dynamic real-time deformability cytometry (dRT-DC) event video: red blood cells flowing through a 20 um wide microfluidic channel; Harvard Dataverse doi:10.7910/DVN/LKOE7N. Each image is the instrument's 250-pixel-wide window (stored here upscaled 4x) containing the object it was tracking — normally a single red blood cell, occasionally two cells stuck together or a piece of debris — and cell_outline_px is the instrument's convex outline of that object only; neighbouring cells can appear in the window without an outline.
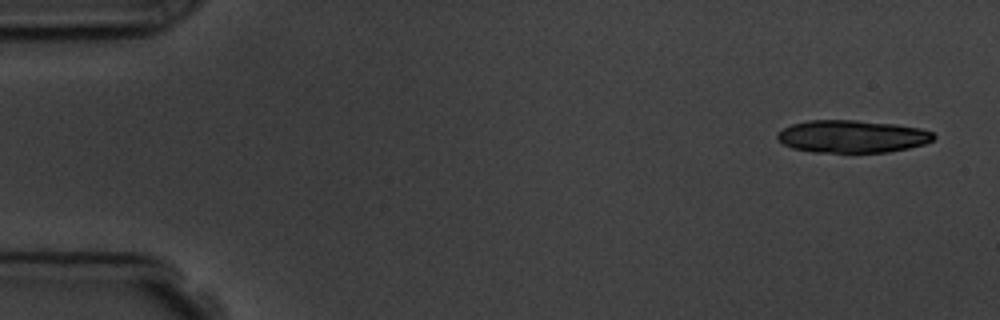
{"species": "common noctule bat (a hibernating species)", "species_latin": "Nyctalus noctula", "temperature_condition": "room temperature", "stored_images_in_passage": 6, "camera_frame_rate_fps": 3000, "um_per_image_px": 0.085, "animal": {"sex": "male", "body_mass_g": 19.5, "forearm_length_mm": 54.6}, "frame": {"image": 1, "passage_image": 1, "time_ms": 0.0, "image_size_px": [1000, 320], "cell_outline_px": [[936, 136], [932, 140], [924, 144], [908, 148], [888, 152], [812, 152], [792, 148], [784, 144], [776, 136], [784, 128], [792, 124], [808, 120], [856, 120], [896, 124], [920, 128], [932, 132]], "centroid_in_image_um": [72.45, 11.59], "position_along_channel_um": 12.6, "area_um2": 29.54}}